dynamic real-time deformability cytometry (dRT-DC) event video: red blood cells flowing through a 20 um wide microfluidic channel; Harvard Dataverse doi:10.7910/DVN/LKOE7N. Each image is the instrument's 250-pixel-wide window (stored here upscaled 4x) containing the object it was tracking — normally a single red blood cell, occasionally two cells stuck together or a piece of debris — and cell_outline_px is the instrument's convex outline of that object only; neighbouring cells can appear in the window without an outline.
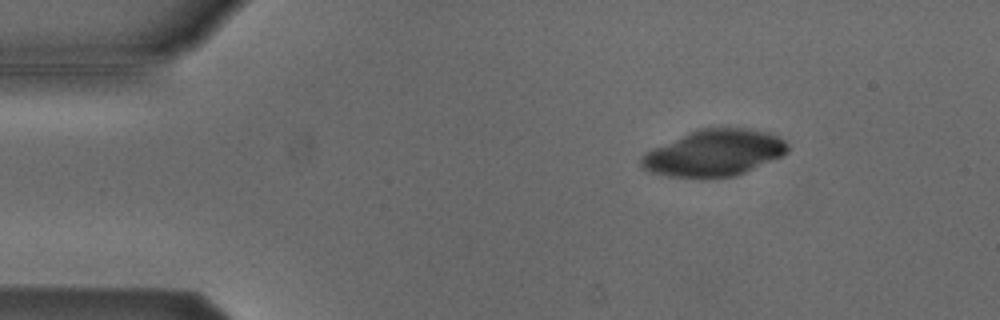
{"species": "Egyptian fruit bat (a non-hibernating species)", "species_latin": "Rousettus aegyptiacus", "temperature_condition": "cold", "stored_images_in_passage": 6, "camera_frame_rate_fps": 3000, "um_per_image_px": 0.085, "animal": {"sex": "male"}, "frame": {"image": 1, "passage_image": 3, "time_ms": 0.667, "image_size_px": [1000, 320], "cell_outline_px": [[788, 152], [784, 156], [736, 176], [668, 176], [652, 172], [644, 168], [640, 164], [640, 156], [644, 152], [652, 148], [696, 128], [748, 128], [768, 132], [784, 140], [788, 144]], "centroid_in_image_um": [60.71, 12.97], "position_along_channel_um": 24.3, "area_um2": 39.54}}